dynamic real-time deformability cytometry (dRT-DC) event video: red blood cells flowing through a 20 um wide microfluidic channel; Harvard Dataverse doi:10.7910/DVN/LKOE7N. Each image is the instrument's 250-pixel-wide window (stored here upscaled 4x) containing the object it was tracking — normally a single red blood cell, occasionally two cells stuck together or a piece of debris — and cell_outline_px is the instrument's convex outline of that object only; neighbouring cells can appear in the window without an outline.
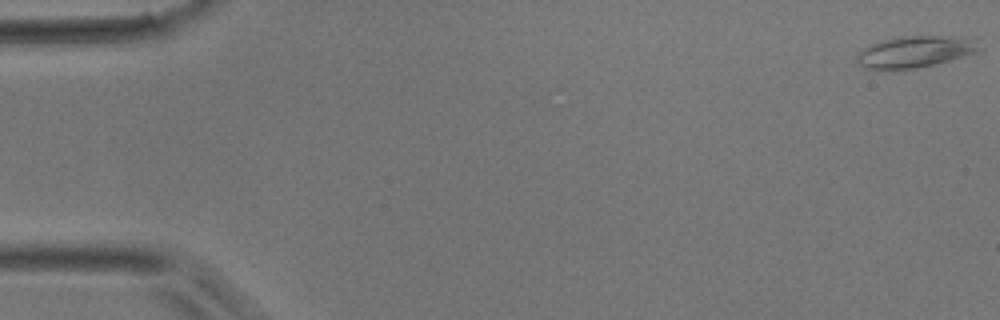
{"species": "common noctule bat (a hibernating species)", "species_latin": "Nyctalus noctula", "temperature_condition": "room temperature", "stored_images_in_passage": 47, "camera_frame_rate_fps": 3000, "um_per_image_px": 0.085, "animal": {"sex": "male", "body_mass_g": 17.9}, "frame": {"image": 1, "passage_image": 1, "time_ms": 0.0, "image_size_px": [1000, 320], "cell_outline_px": [[984, 48], [976, 52], [936, 64], [916, 68], [864, 68], [856, 60], [856, 56], [864, 48], [872, 44], [900, 36], [976, 36]], "centroid_in_image_um": [77.93, 4.36], "position_along_channel_um": 7.1, "area_um2": 22.48}}
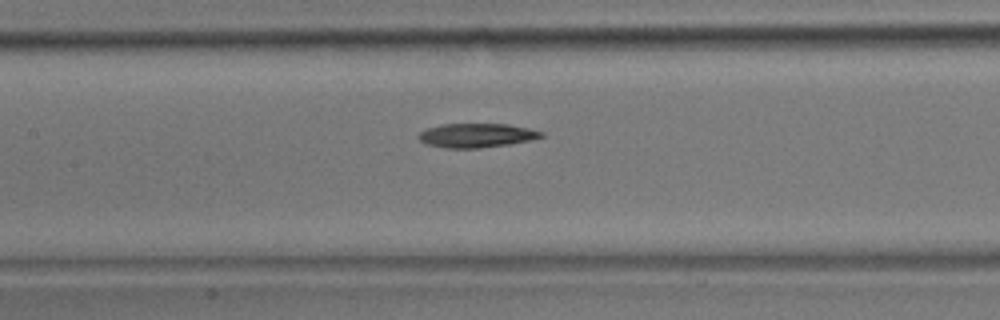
{"frame": {"image": 2, "passage_image": 22, "time_ms": 7.0, "image_size_px": [1000, 320], "cell_outline_px": [[544, 136], [532, 140], [508, 144], [480, 148], [444, 148], [428, 144], [420, 140], [416, 136], [420, 132], [428, 128], [444, 124], [508, 124], [528, 128], [544, 132]], "centroid_in_image_um": [40.52, 11.51], "position_along_channel_um": 166.9, "area_um2": 17.17}}
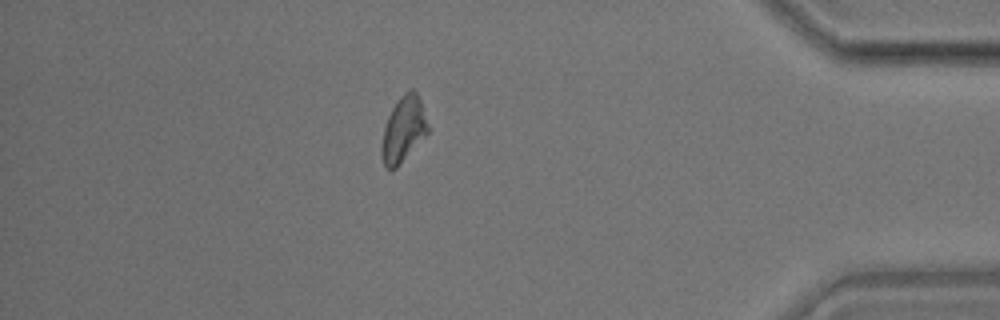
{"frame": {"image": 3, "passage_image": 41, "time_ms": 13.333, "image_size_px": [1000, 320], "cell_outline_px": [[428, 132], [396, 168], [388, 168], [384, 164], [380, 152], [380, 144], [384, 128], [388, 116], [392, 108], [400, 96], [408, 88], [412, 88], [416, 92], [420, 100], [428, 124]], "centroid_in_image_um": [34.27, 10.97], "position_along_channel_um": 400.9, "area_um2": 17.46}}